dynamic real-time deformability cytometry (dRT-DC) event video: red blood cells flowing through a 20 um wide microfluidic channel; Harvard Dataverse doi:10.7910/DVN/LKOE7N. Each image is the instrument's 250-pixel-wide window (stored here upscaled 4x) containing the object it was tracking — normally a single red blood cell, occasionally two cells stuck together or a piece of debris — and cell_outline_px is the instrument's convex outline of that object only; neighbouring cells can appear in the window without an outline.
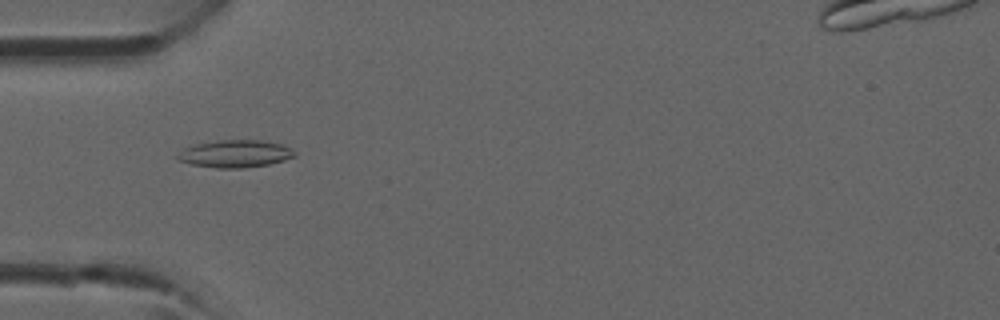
{"species": "common noctule bat (a hibernating species)", "species_latin": "Nyctalus noctula", "temperature_condition": "room temperature", "stored_images_in_passage": 40, "camera_frame_rate_fps": 3000, "um_per_image_px": 0.085, "animal": {"sex": "male", "forearm_length_mm": 52.5}, "frame": {"image": 1, "passage_image": 13, "time_ms": 4.0, "image_size_px": [1000, 320], "cell_outline_px": [[296, 156], [284, 160], [268, 164], [244, 168], [216, 168], [192, 164], [176, 160], [176, 156], [184, 148], [196, 144], [220, 140], [260, 140], [280, 144], [296, 152]], "centroid_in_image_um": [19.97, 13.07], "position_along_channel_um": 65.0, "area_um2": 18.55}}
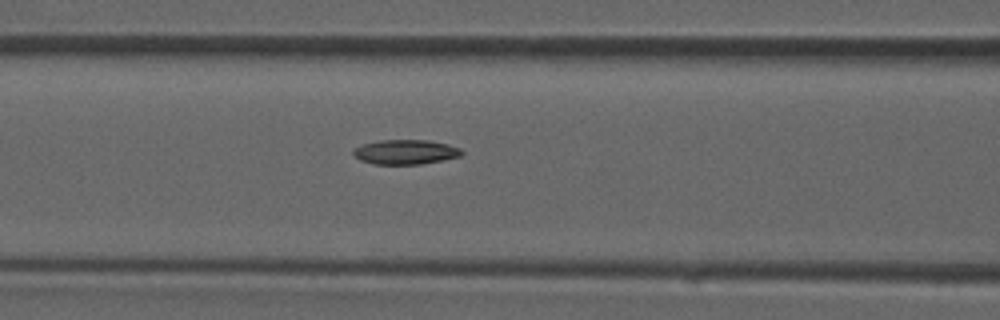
{"frame": {"image": 2, "passage_image": 17, "time_ms": 5.333, "image_size_px": [1000, 320], "cell_outline_px": [[464, 152], [460, 156], [444, 160], [420, 164], [376, 164], [360, 160], [352, 152], [356, 148], [364, 144], [380, 140], [428, 140], [448, 144], [460, 148]], "centroid_in_image_um": [34.51, 12.92], "position_along_channel_um": 132.1, "area_um2": 15.43}}
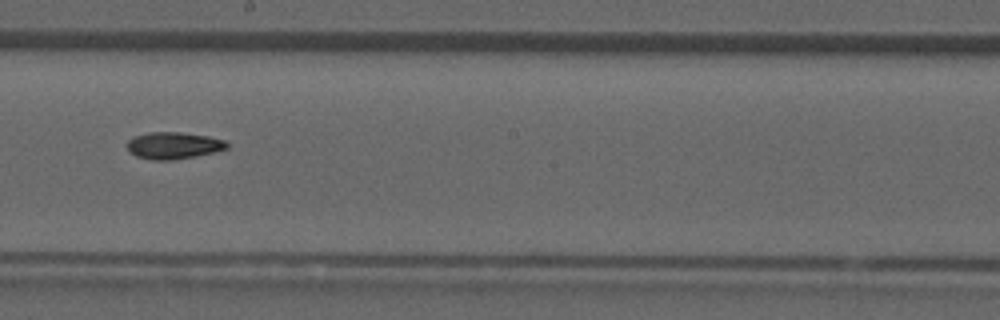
{"frame": {"image": 3, "passage_image": 23, "time_ms": 7.333, "image_size_px": [1000, 320], "cell_outline_px": [[228, 148], [216, 152], [172, 160], [152, 160], [136, 156], [128, 152], [128, 140], [136, 136], [152, 132], [180, 132], [208, 136], [224, 140], [228, 144]], "centroid_in_image_um": [14.76, 12.37], "position_along_channel_um": 233.4, "area_um2": 15.55}}